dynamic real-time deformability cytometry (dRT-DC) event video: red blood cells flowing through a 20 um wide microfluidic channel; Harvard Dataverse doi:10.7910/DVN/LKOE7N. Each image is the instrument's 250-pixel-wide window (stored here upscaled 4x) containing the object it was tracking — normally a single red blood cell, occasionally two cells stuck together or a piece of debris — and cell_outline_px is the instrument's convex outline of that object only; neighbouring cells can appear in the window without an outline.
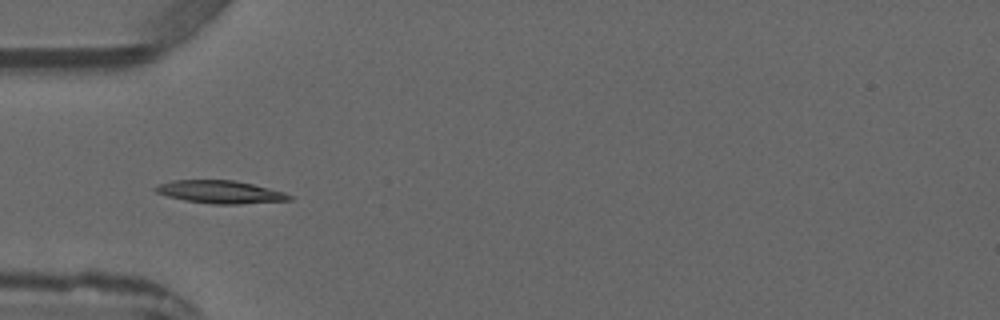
{"species": "common noctule bat (a hibernating species)", "species_latin": "Nyctalus noctula", "temperature_condition": "warm", "stored_images_in_passage": 6, "camera_frame_rate_fps": 3000, "um_per_image_px": 0.085, "animal": {"sex": "male", "forearm_length_mm": 52.5}, "frame": {"image": 1, "passage_image": 5, "time_ms": 4.667, "image_size_px": [1000, 320], "cell_outline_px": [[292, 200], [240, 204], [212, 204], [184, 200], [168, 196], [156, 192], [152, 188], [160, 184], [172, 180], [232, 180], [252, 184], [284, 192], [292, 196]], "centroid_in_image_um": [18.71, 16.32], "position_along_channel_um": 66.3, "area_um2": 17.69}}
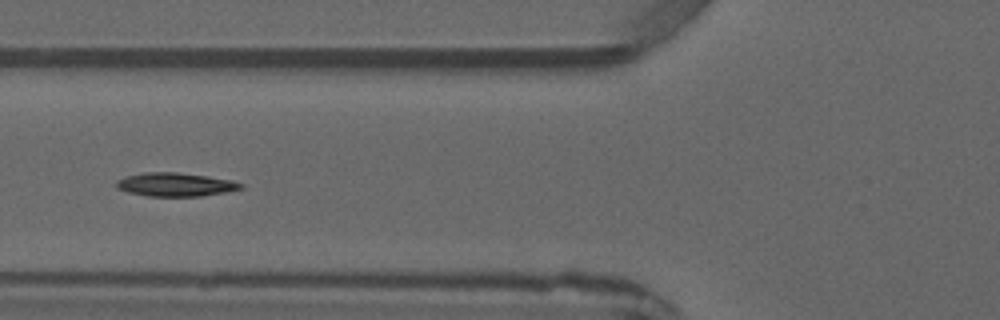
{"frame": {"image": 2, "passage_image": 6, "time_ms": 5.667, "image_size_px": [1000, 320], "cell_outline_px": [[244, 188], [228, 192], [200, 196], [148, 196], [128, 192], [116, 188], [116, 180], [128, 176], [144, 172], [176, 172], [208, 176], [232, 180], [244, 184]], "centroid_in_image_um": [14.94, 15.69], "position_along_channel_um": 110.9, "area_um2": 17.17}}